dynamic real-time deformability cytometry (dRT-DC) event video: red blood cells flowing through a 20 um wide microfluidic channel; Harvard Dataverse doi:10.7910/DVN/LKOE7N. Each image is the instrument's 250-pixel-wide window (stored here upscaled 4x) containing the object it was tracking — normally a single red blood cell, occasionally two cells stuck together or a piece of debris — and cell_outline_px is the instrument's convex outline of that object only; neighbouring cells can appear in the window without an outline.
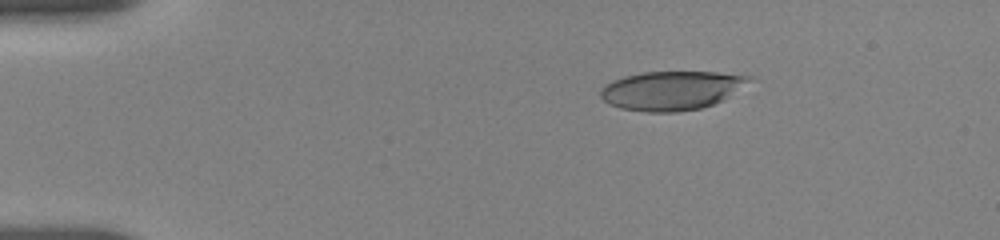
{"species": "human", "species_latin": "Homo sapiens", "temperature_condition": "room temperature", "stored_images_in_passage": 12, "camera_frame_rate_fps": 3000, "um_per_image_px": 0.085, "donor": {"sex": "female"}, "frame": {"image": 1, "passage_image": 4, "time_ms": 2.0, "image_size_px": [1000, 240], "cell_outline_px": [[752, 76], [748, 80], [724, 100], [700, 108], [676, 112], [648, 112], [620, 108], [608, 104], [600, 96], [600, 88], [604, 84], [612, 80], [624, 76], [644, 72], [716, 72]], "centroid_in_image_um": [56.99, 7.69], "position_along_channel_um": 28.0, "area_um2": 33.47}}
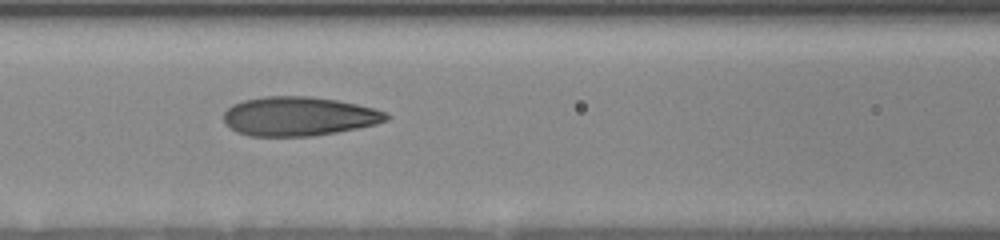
{"frame": {"image": 2, "passage_image": 11, "time_ms": 7.0, "image_size_px": [1000, 240], "cell_outline_px": [[388, 120], [376, 124], [336, 132], [312, 136], [248, 136], [236, 132], [224, 124], [224, 112], [232, 104], [244, 100], [264, 96], [312, 96], [336, 100], [356, 104], [388, 112]], "centroid_in_image_um": [25.36, 9.88], "position_along_channel_um": 141.2, "area_um2": 37.17}}
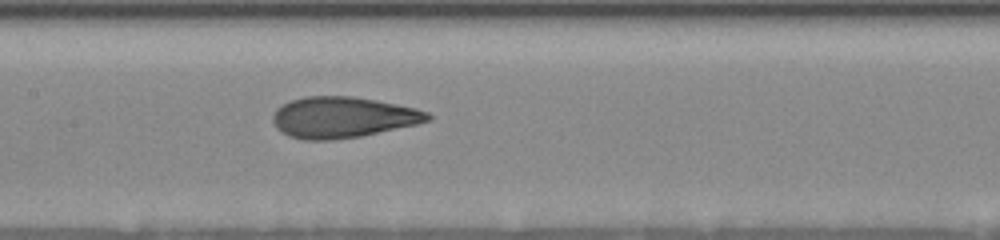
{"frame": {"image": 3, "passage_image": 12, "time_ms": 8.0, "image_size_px": [1000, 240], "cell_outline_px": [[432, 120], [416, 124], [360, 136], [332, 140], [304, 140], [288, 136], [280, 132], [276, 128], [272, 120], [272, 116], [276, 108], [292, 100], [304, 96], [352, 96], [376, 100], [416, 108], [428, 112], [432, 116]], "centroid_in_image_um": [29.11, 9.97], "position_along_channel_um": 178.3, "area_um2": 37.05}}